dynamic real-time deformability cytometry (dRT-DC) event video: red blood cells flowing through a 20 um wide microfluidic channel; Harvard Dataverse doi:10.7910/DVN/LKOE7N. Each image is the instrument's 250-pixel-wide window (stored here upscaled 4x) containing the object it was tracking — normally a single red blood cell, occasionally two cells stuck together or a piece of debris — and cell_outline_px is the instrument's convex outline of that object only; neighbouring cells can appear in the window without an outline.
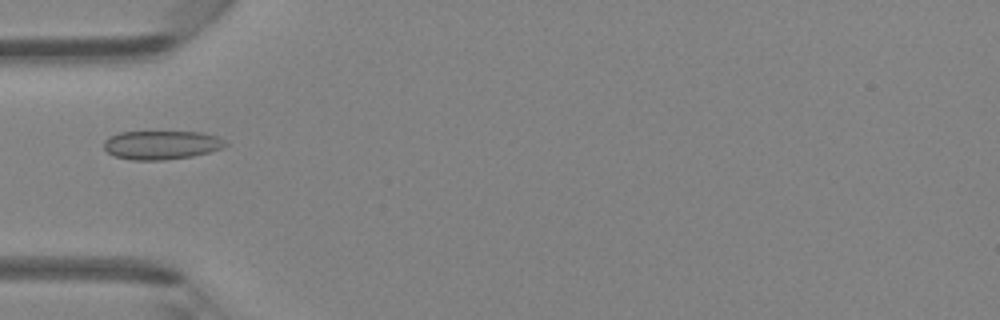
{"species": "Egyptian fruit bat (a non-hibernating species)", "species_latin": "Rousettus aegyptiacus", "temperature_condition": "room temperature", "stored_images_in_passage": 33, "camera_frame_rate_fps": 3000, "um_per_image_px": 0.085, "animal": {"sex": "female"}, "frame": {"image": 1, "passage_image": 1, "time_ms": 0.0, "image_size_px": [1000, 320], "cell_outline_px": [[228, 144], [220, 148], [208, 152], [192, 156], [164, 160], [132, 160], [116, 156], [108, 152], [104, 148], [104, 140], [108, 136], [120, 132], [200, 132], [216, 136], [224, 140]], "centroid_in_image_um": [13.69, 12.32], "position_along_channel_um": 71.3, "area_um2": 20.23}}
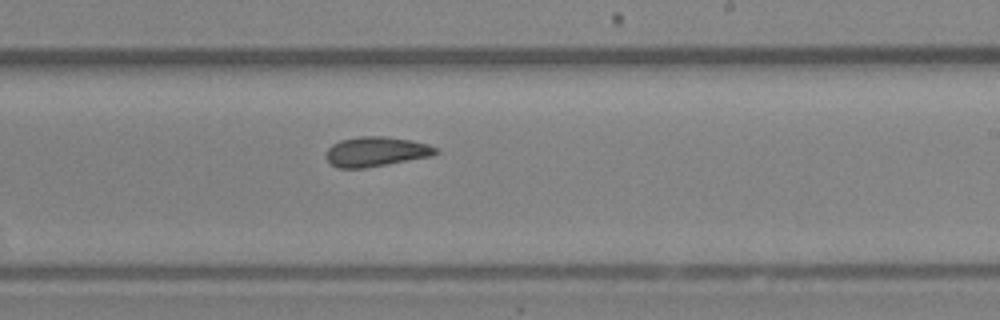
{"frame": {"image": 2, "passage_image": 14, "time_ms": 4.333, "image_size_px": [1000, 320], "cell_outline_px": [[440, 152], [432, 156], [388, 164], [364, 168], [340, 168], [332, 164], [328, 160], [328, 148], [332, 144], [340, 140], [360, 136], [384, 136], [412, 140], [428, 144], [440, 148]], "centroid_in_image_um": [32.04, 12.88], "position_along_channel_um": 257.0, "area_um2": 19.02}}
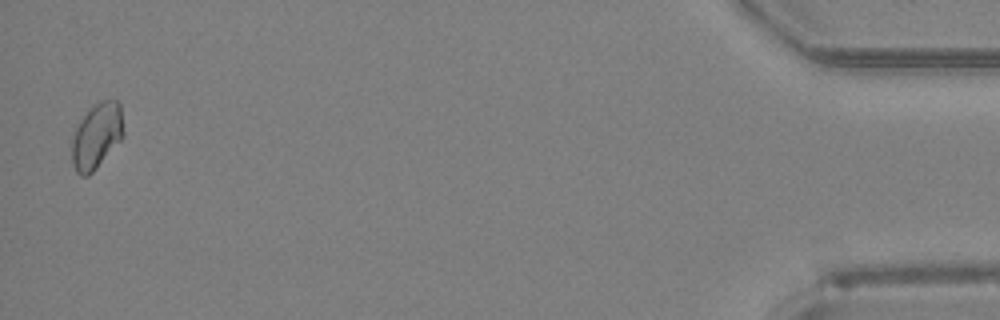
{"frame": {"image": 3, "passage_image": 32, "time_ms": 10.333, "image_size_px": [1000, 320], "cell_outline_px": [[124, 136], [96, 168], [88, 176], [80, 176], [76, 172], [72, 164], [72, 136], [80, 120], [96, 104], [104, 100], [116, 100], [120, 104], [124, 132]], "centroid_in_image_um": [8.21, 11.58], "position_along_channel_um": 427.0, "area_um2": 19.48}, "authors_computed_cell_mechanics": {"area_um2": 18.9584, "velocity_mm_per_s": 4.306, "shape_relaxation_time_tau1_ms": null, "shape_relaxation_time_tau2_ms": 2.1506, "deformation_change_tau1": null, "deformation_change_tau2": 0.0426}}